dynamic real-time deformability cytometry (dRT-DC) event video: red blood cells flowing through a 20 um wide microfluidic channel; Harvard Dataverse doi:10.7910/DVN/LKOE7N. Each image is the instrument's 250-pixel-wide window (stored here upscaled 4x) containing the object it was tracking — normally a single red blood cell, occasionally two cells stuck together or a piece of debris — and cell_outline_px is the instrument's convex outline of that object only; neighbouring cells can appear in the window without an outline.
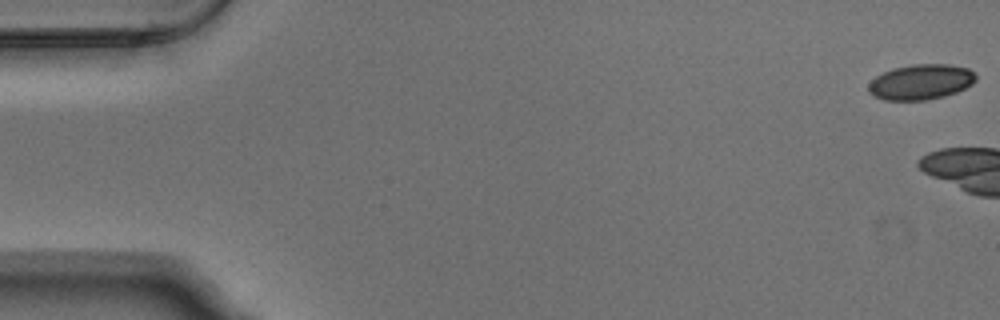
{"species": "Egyptian fruit bat (a non-hibernating species)", "species_latin": "Rousettus aegyptiacus", "temperature_condition": "warm", "stored_images_in_passage": 5, "camera_frame_rate_fps": 3000, "um_per_image_px": 0.085, "animal": {"sex": "male"}, "frame": {"image": 1, "passage_image": 1, "time_ms": 0.0, "image_size_px": [1000, 320], "cell_outline_px": [[976, 80], [972, 84], [956, 92], [944, 96], [924, 100], [884, 100], [872, 96], [868, 92], [868, 84], [876, 76], [892, 68], [912, 64], [948, 64], [968, 68], [976, 76]], "centroid_in_image_um": [78.24, 6.96], "position_along_channel_um": 6.8, "area_um2": 22.14}}